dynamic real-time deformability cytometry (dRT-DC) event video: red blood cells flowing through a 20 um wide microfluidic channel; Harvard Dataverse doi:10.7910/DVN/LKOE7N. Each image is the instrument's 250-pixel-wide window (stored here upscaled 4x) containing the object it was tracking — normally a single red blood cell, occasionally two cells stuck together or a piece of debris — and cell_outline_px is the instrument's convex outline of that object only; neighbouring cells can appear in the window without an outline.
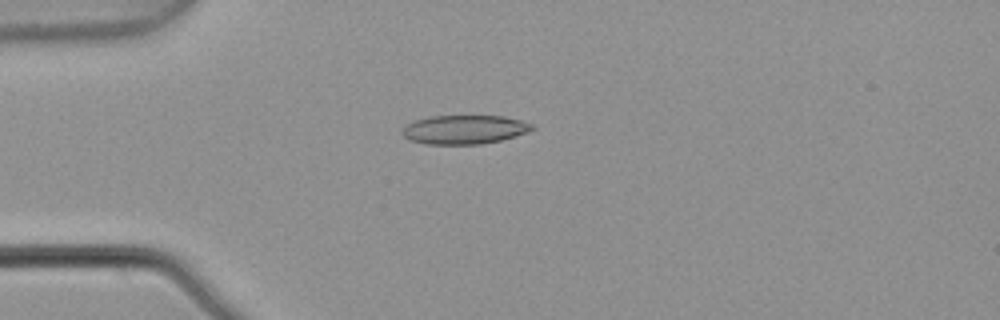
{"species": "common noctule bat (a hibernating species)", "species_latin": "Nyctalus noctula", "temperature_condition": "warm", "stored_images_in_passage": 6, "camera_frame_rate_fps": 3000, "um_per_image_px": 0.085, "animal": {"sex": "male", "body_mass_g": 21.5, "forearm_length_mm": 52.0}, "frame": {"image": 1, "passage_image": 6, "time_ms": 1.667, "image_size_px": [1000, 320], "cell_outline_px": [[536, 128], [528, 132], [516, 136], [500, 140], [480, 144], [424, 144], [408, 140], [400, 132], [408, 124], [416, 120], [432, 116], [504, 116], [520, 120], [532, 124]], "centroid_in_image_um": [39.48, 11.02], "position_along_channel_um": 45.5, "area_um2": 21.85}}